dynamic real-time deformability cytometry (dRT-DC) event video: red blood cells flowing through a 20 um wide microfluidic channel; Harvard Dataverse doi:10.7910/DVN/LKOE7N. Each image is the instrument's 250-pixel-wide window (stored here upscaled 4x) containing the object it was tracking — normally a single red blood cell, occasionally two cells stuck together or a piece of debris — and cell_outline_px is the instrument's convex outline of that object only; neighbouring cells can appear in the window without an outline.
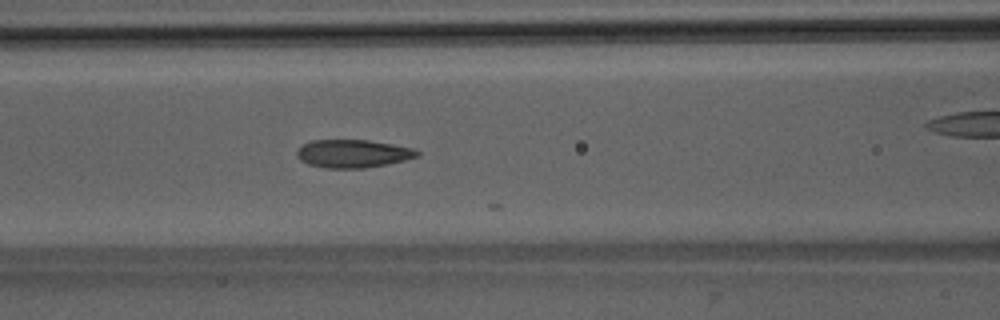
{"species": "Egyptian fruit bat (a non-hibernating species)", "species_latin": "Rousettus aegyptiacus", "temperature_condition": "room temperature", "stored_images_in_passage": 13, "camera_frame_rate_fps": 3000, "um_per_image_px": 0.085, "animal": {"sex": "male"}, "frame": {"image": 1, "passage_image": 11, "time_ms": 3.333, "image_size_px": [1000, 320], "cell_outline_px": [[420, 156], [388, 164], [364, 168], [324, 168], [308, 164], [300, 160], [296, 156], [296, 152], [304, 144], [312, 140], [368, 140], [392, 144], [412, 148], [420, 152]], "centroid_in_image_um": [30.0, 13.06], "position_along_channel_um": 136.6, "area_um2": 19.65}}